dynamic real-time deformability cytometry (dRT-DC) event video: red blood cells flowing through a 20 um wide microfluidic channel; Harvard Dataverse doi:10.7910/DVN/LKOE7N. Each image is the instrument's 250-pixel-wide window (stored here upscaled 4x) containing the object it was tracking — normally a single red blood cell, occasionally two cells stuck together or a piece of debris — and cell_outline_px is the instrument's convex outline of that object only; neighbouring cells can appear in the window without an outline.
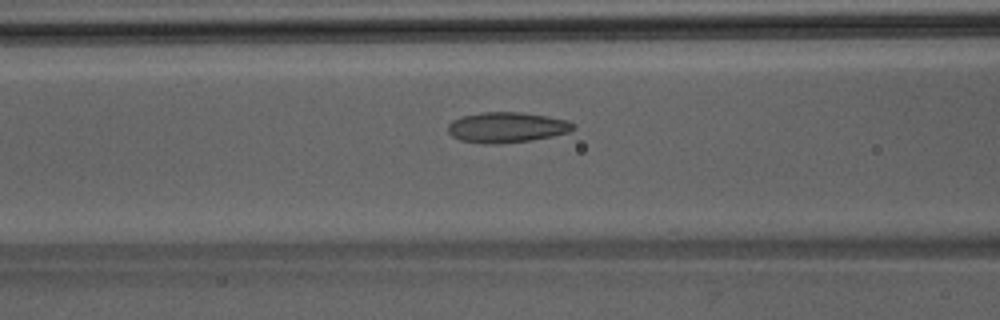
{"species": "Egyptian fruit bat (a non-hibernating species)", "species_latin": "Rousettus aegyptiacus", "temperature_condition": "room temperature", "stored_images_in_passage": 27, "camera_frame_rate_fps": 3000, "um_per_image_px": 0.085, "animal": {"sex": "male"}, "frame": {"image": 1, "passage_image": 8, "time_ms": 2.333, "image_size_px": [1000, 320], "cell_outline_px": [[576, 128], [568, 132], [552, 136], [532, 140], [500, 144], [484, 144], [460, 140], [452, 136], [448, 132], [448, 124], [452, 120], [460, 116], [480, 112], [520, 112], [548, 116], [568, 120], [576, 124]], "centroid_in_image_um": [43.07, 10.82], "position_along_channel_um": 123.5, "area_um2": 22.54}}